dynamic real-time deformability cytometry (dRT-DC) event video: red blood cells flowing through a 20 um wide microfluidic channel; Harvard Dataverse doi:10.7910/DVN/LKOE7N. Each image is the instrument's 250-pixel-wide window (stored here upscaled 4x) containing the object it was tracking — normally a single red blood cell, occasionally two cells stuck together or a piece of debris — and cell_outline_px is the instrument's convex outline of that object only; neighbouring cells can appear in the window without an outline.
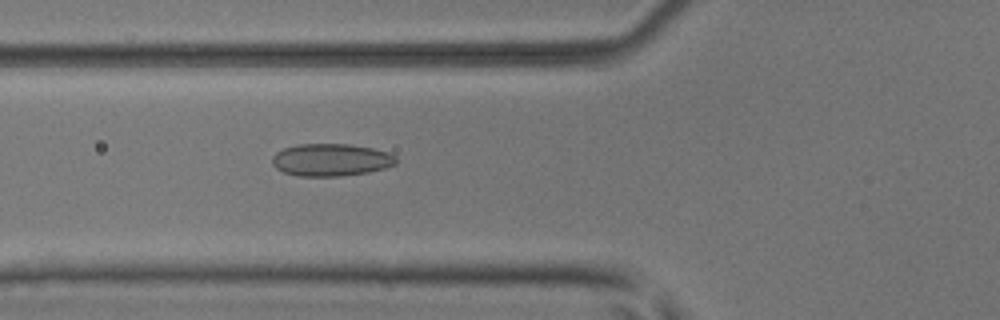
{"species": "common noctule bat (a hibernating species)", "species_latin": "Nyctalus noctula", "temperature_condition": "room temperature", "stored_images_in_passage": 45, "camera_frame_rate_fps": 3000, "um_per_image_px": 0.085, "animal": {"sex": "male", "body_mass_g": 17.9, "forearm_length_mm": 54.2}, "frame": {"image": 1, "passage_image": 13, "time_ms": 4.0, "image_size_px": [1000, 320], "cell_outline_px": [[396, 164], [384, 168], [368, 172], [340, 176], [296, 176], [284, 172], [276, 168], [272, 164], [272, 156], [276, 152], [284, 148], [296, 144], [348, 144], [372, 148], [388, 152], [396, 156]], "centroid_in_image_um": [28.11, 13.59], "position_along_channel_um": 97.7, "area_um2": 23.47}}
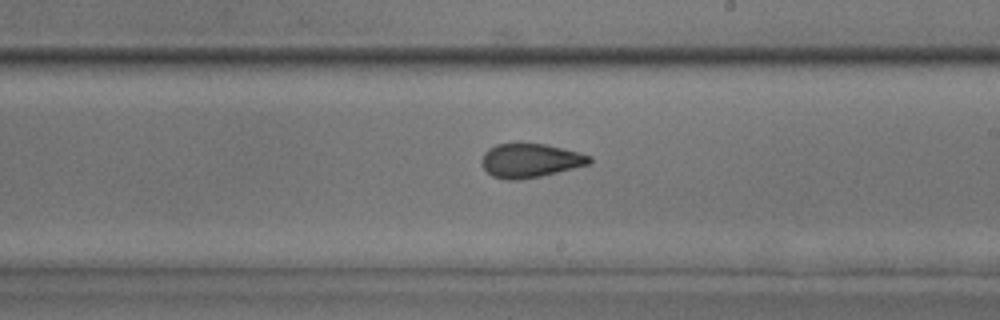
{"frame": {"image": 2, "passage_image": 24, "time_ms": 7.667, "image_size_px": [1000, 320], "cell_outline_px": [[592, 164], [540, 176], [520, 180], [508, 180], [492, 176], [484, 168], [480, 160], [484, 152], [488, 148], [496, 144], [544, 144], [580, 152], [592, 156]], "centroid_in_image_um": [45.09, 13.65], "position_along_channel_um": 243.9, "area_um2": 21.39}}
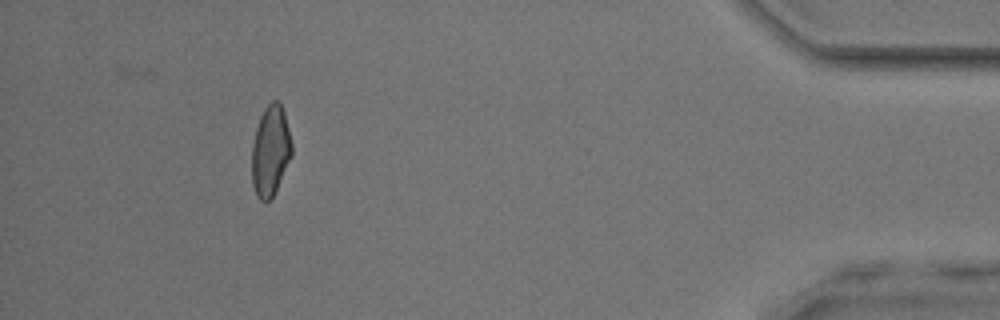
{"frame": {"image": 3, "passage_image": 41, "time_ms": 13.333, "image_size_px": [1000, 320], "cell_outline_px": [[292, 156], [272, 196], [264, 204], [256, 196], [252, 184], [252, 144], [256, 128], [260, 116], [264, 108], [272, 100], [276, 100], [280, 104], [284, 112], [292, 144]], "centroid_in_image_um": [22.97, 12.82], "position_along_channel_um": 412.2, "area_um2": 20.98}, "authors_computed_cell_mechanics": {"area_um2": 21.5594, "velocity_mm_per_s": 3.9945, "shape_relaxation_time_tau1_ms": null, "shape_relaxation_time_tau2_ms": 1.1203, "deformation_change_tau1": null, "deformation_change_tau2": 0.0676}}